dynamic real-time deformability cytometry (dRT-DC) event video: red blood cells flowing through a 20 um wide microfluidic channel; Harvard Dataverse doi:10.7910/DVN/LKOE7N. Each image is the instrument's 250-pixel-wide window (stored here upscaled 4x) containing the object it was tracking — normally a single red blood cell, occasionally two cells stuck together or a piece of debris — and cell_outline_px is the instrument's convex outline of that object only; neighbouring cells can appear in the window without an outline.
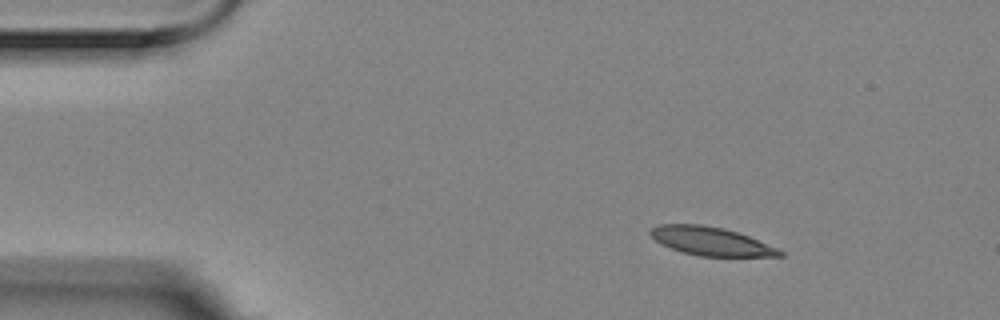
{"species": "Egyptian fruit bat (a non-hibernating species)", "species_latin": "Rousettus aegyptiacus", "temperature_condition": "room temperature", "stored_images_in_passage": 49, "camera_frame_rate_fps": 3000, "um_per_image_px": 0.085, "animal": {"sex": "female"}, "frame": {"image": 1, "passage_image": 1, "time_ms": 0.0, "image_size_px": [1000, 320], "cell_outline_px": [[784, 256], [700, 256], [680, 252], [656, 240], [648, 232], [652, 228], [660, 224], [700, 224], [724, 228], [748, 236], [776, 248], [784, 252]], "centroid_in_image_um": [60.41, 20.5], "position_along_channel_um": 24.6, "area_um2": 21.1}}
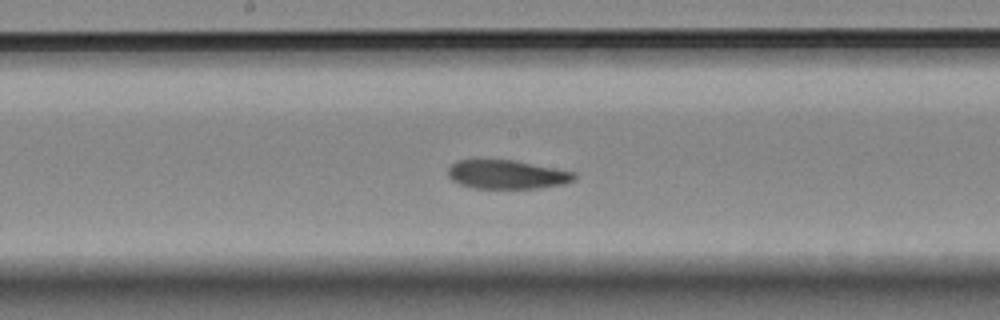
{"frame": {"image": 2, "passage_image": 22, "time_ms": 7.0, "image_size_px": [1000, 320], "cell_outline_px": [[576, 180], [564, 184], [536, 188], [472, 188], [460, 184], [452, 180], [448, 176], [448, 168], [456, 160], [476, 156], [516, 160], [576, 172]], "centroid_in_image_um": [43.03, 14.77], "position_along_channel_um": 205.2, "area_um2": 22.2}}
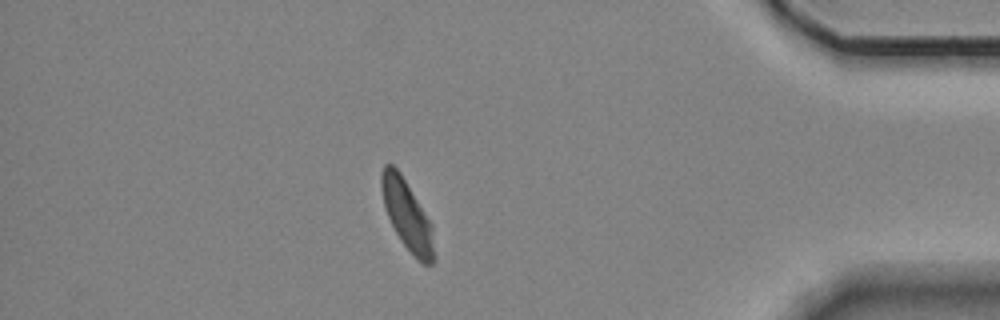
{"frame": {"image": 3, "passage_image": 42, "time_ms": 13.667, "image_size_px": [1000, 320], "cell_outline_px": [[436, 260], [432, 264], [424, 264], [400, 240], [388, 216], [384, 204], [380, 188], [380, 176], [384, 164], [392, 164], [400, 172], [432, 224]], "centroid_in_image_um": [34.61, 18.27], "position_along_channel_um": 400.6, "area_um2": 21.15}, "authors_computed_cell_mechanics": {"area_um2": 22.253, "velocity_mm_per_s": 3.5232, "shape_relaxation_time_tau1_ms": null, "shape_relaxation_time_tau2_ms": 4.9896, "deformation_change_tau1": null, "deformation_change_tau2": 0.0965}}